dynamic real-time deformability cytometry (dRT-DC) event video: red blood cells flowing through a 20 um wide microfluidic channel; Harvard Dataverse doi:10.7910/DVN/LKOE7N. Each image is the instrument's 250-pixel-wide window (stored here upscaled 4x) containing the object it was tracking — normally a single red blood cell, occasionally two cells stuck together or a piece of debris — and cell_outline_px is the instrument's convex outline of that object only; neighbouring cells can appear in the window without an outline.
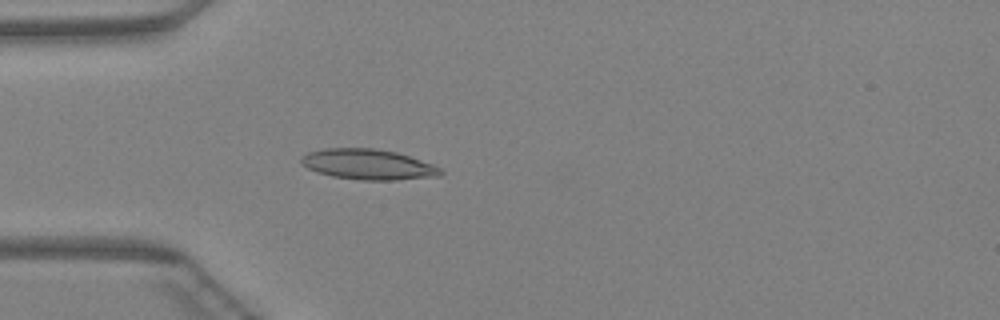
{"species": "Egyptian fruit bat (a non-hibernating species)", "species_latin": "Rousettus aegyptiacus", "temperature_condition": "warm", "stored_images_in_passage": 46, "camera_frame_rate_fps": 3000, "um_per_image_px": 0.085, "animal": {"sex": "female"}, "frame": {"image": 1, "passage_image": 14, "time_ms": 4.333, "image_size_px": [1000, 320], "cell_outline_px": [[444, 172], [440, 176], [396, 180], [360, 180], [332, 176], [316, 172], [300, 164], [300, 156], [308, 152], [324, 148], [376, 148], [396, 152], [432, 164], [440, 168]], "centroid_in_image_um": [31.25, 13.97], "position_along_channel_um": 53.7, "area_um2": 24.85}}
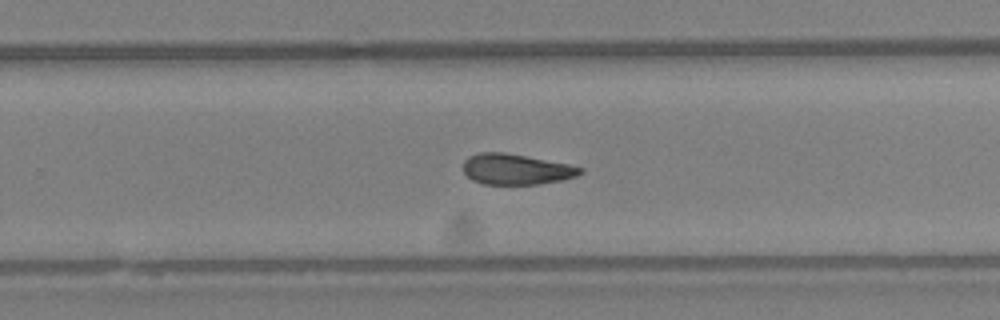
{"frame": {"image": 2, "passage_image": 30, "time_ms": 9.667, "image_size_px": [1000, 320], "cell_outline_px": [[584, 172], [576, 176], [560, 180], [540, 184], [484, 184], [472, 180], [464, 172], [464, 160], [468, 156], [480, 152], [504, 152], [568, 164], [584, 168]], "centroid_in_image_um": [43.86, 14.38], "position_along_channel_um": 285.9, "area_um2": 20.81}}
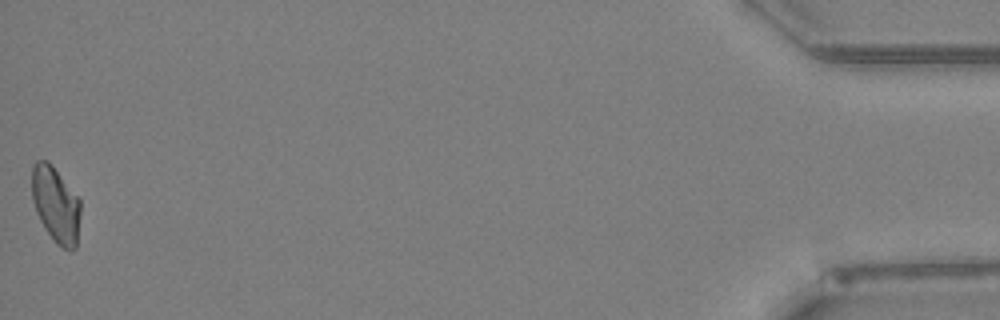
{"frame": {"image": 3, "passage_image": 46, "time_ms": 15.0, "image_size_px": [1000, 320], "cell_outline_px": [[80, 212], [76, 248], [72, 252], [56, 244], [44, 228], [36, 212], [32, 200], [32, 164], [36, 160], [48, 160], [52, 164], [80, 200]], "centroid_in_image_um": [4.73, 17.39], "position_along_channel_um": 430.5, "area_um2": 21.62}}